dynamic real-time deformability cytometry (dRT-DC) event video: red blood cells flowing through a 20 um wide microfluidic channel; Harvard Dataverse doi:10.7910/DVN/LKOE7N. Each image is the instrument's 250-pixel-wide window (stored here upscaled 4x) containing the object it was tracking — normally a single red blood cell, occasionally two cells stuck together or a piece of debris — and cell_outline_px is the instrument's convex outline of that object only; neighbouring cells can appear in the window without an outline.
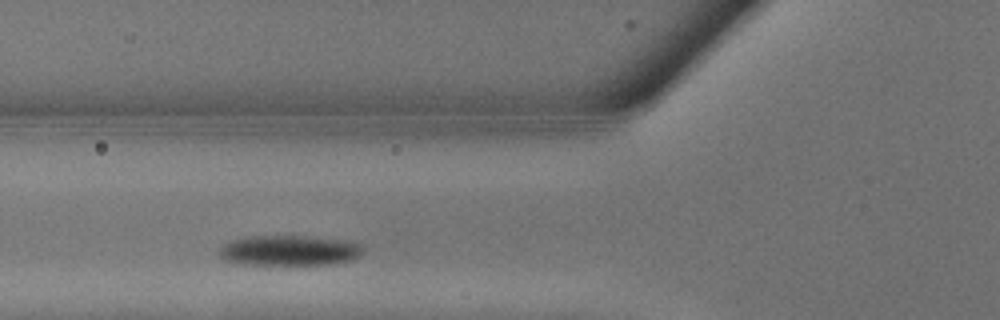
{"species": "common noctule bat (a hibernating species)", "species_latin": "Nyctalus noctula", "temperature_condition": "warm", "stored_images_in_passage": 5, "camera_frame_rate_fps": 3000, "um_per_image_px": 0.085, "animal": {"sex": "male", "body_mass_g": 13.3}, "frame": {"image": 1, "passage_image": 2, "time_ms": 0.333, "image_size_px": [1000, 320], "cell_outline_px": [[364, 252], [360, 256], [352, 260], [328, 264], [244, 264], [224, 260], [216, 252], [224, 244], [232, 240], [248, 236], [308, 236], [344, 240], [364, 244]], "centroid_in_image_um": [24.62, 21.28], "position_along_channel_um": 101.2, "area_um2": 25.55}}
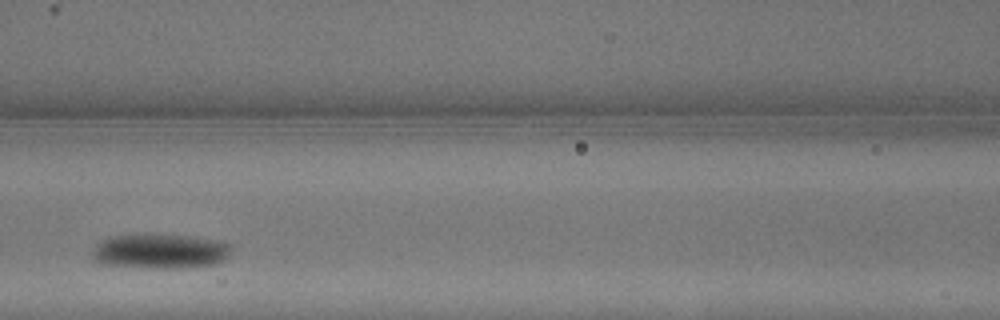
{"frame": {"image": 2, "passage_image": 4, "time_ms": 1.0, "image_size_px": [1000, 320], "cell_outline_px": [[228, 256], [216, 264], [192, 268], [140, 268], [104, 264], [96, 260], [92, 256], [92, 248], [100, 240], [108, 236], [144, 232], [148, 232], [192, 236], [216, 240], [228, 244]], "centroid_in_image_um": [13.53, 21.33], "position_along_channel_um": 153.1, "area_um2": 29.07}}